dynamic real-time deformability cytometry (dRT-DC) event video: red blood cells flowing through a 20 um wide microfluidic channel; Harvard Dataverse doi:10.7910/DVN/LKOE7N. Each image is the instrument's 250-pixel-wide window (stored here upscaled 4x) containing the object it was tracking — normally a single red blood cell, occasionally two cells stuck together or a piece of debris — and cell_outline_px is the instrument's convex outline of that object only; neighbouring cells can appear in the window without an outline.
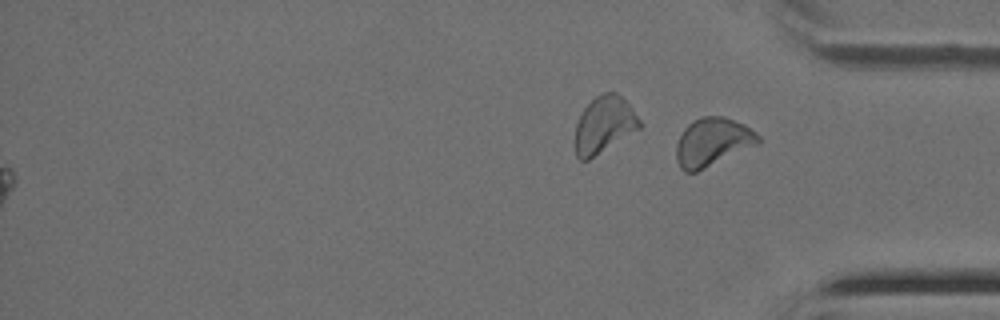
{"species": "Egyptian fruit bat (a non-hibernating species)", "species_latin": "Rousettus aegyptiacus", "temperature_condition": "cold", "stored_images_in_passage": 44, "segment_of_instrument_passage": [2, 2], "camera_frame_rate_fps": 3000, "um_per_image_px": 0.085, "animal": {"sex": "female"}, "frame": {"image": 1, "passage_image": 44, "time_ms": 14.333, "image_size_px": [1000, 320], "cell_outline_px": [[760, 144], [696, 172], [684, 172], [680, 168], [676, 160], [676, 144], [684, 128], [692, 120], [700, 116], [724, 116], [744, 124], [756, 132], [760, 136]], "centroid_in_image_um": [60.57, 12.07], "position_along_channel_um": 374.6, "area_um2": 23.35}}